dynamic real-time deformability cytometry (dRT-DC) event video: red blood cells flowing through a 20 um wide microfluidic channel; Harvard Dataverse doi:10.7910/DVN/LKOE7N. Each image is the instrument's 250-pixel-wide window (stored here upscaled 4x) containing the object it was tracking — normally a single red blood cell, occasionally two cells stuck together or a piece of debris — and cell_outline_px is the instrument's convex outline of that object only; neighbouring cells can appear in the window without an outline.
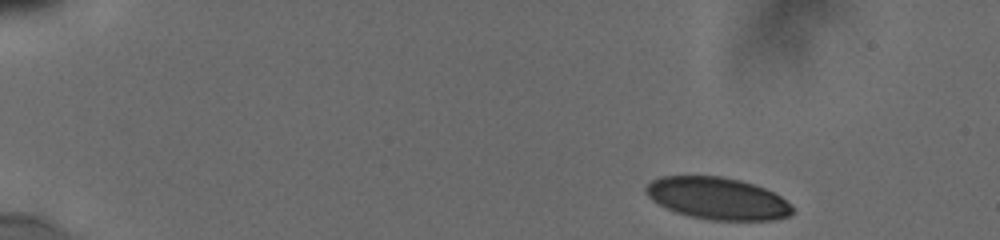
{"species": "human", "species_latin": "Homo sapiens", "temperature_condition": "cold", "stored_images_in_passage": 15, "camera_frame_rate_fps": 3000, "um_per_image_px": 0.085, "donor": {"sex": "male"}, "frame": {"image": 1, "passage_image": 1, "time_ms": 0.0, "image_size_px": [1000, 240], "cell_outline_px": [[792, 212], [788, 216], [772, 220], [712, 220], [692, 216], [676, 212], [652, 200], [648, 196], [644, 188], [652, 180], [660, 176], [720, 176], [740, 180], [764, 188], [780, 196], [792, 204]], "centroid_in_image_um": [60.99, 16.86], "position_along_channel_um": 24.0, "area_um2": 35.6}}
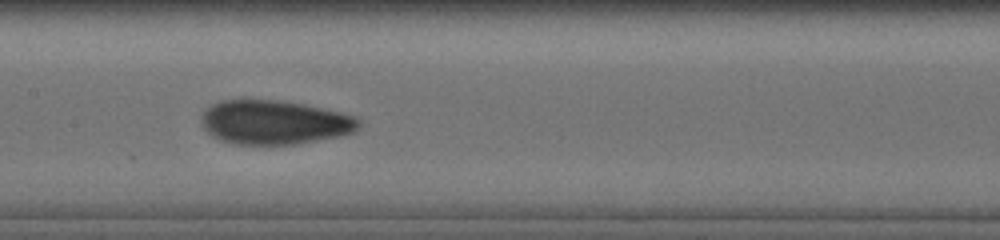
{"frame": {"image": 2, "passage_image": 12, "time_ms": 7.333, "image_size_px": [1000, 240], "cell_outline_px": [[360, 124], [352, 132], [340, 136], [296, 144], [232, 144], [220, 140], [212, 136], [204, 128], [204, 112], [212, 104], [224, 100], [272, 100], [300, 104], [340, 112], [356, 116], [360, 120]], "centroid_in_image_um": [23.34, 10.41], "position_along_channel_um": 184.1, "area_um2": 39.82}}
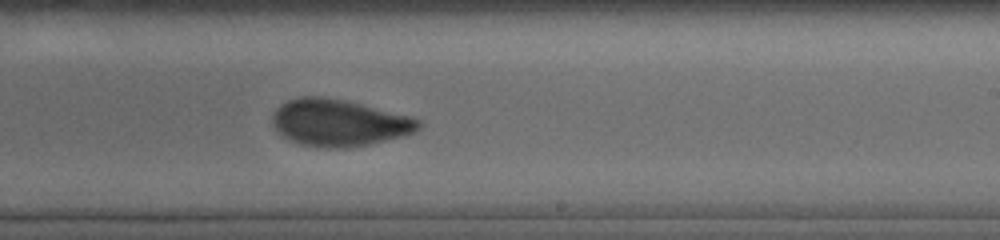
{"frame": {"image": 3, "passage_image": 15, "time_ms": 9.333, "image_size_px": [1000, 240], "cell_outline_px": [[424, 124], [420, 128], [404, 136], [368, 144], [344, 148], [316, 148], [300, 144], [288, 140], [280, 136], [272, 124], [272, 116], [276, 108], [288, 100], [300, 96], [320, 96], [344, 100], [412, 116], [420, 120]], "centroid_in_image_um": [28.79, 10.44], "position_along_channel_um": 260.2, "area_um2": 40.23}}